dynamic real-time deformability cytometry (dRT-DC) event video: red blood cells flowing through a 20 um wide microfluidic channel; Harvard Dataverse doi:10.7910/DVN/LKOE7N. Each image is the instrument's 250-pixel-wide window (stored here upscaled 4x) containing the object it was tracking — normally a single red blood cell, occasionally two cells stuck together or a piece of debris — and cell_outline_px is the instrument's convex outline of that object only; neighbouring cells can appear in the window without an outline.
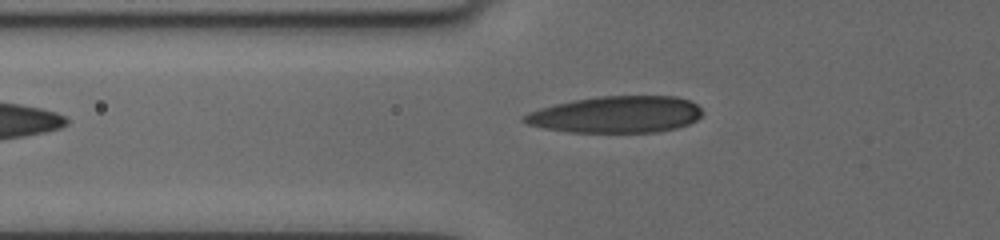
{"species": "human", "species_latin": "Homo sapiens", "temperature_condition": "cold", "stored_images_in_passage": 9, "camera_frame_rate_fps": 3000, "um_per_image_px": 0.085, "donor": {"sex": "female"}, "frame": {"image": 1, "passage_image": 9, "time_ms": 7.667, "image_size_px": [1000, 240], "cell_outline_px": [[704, 112], [696, 120], [688, 124], [676, 128], [656, 132], [572, 132], [544, 128], [528, 124], [520, 120], [520, 116], [528, 112], [540, 108], [572, 100], [600, 96], [676, 96], [688, 100], [696, 104]], "centroid_in_image_um": [52.36, 9.73], "position_along_channel_um": 73.4, "area_um2": 38.15}}